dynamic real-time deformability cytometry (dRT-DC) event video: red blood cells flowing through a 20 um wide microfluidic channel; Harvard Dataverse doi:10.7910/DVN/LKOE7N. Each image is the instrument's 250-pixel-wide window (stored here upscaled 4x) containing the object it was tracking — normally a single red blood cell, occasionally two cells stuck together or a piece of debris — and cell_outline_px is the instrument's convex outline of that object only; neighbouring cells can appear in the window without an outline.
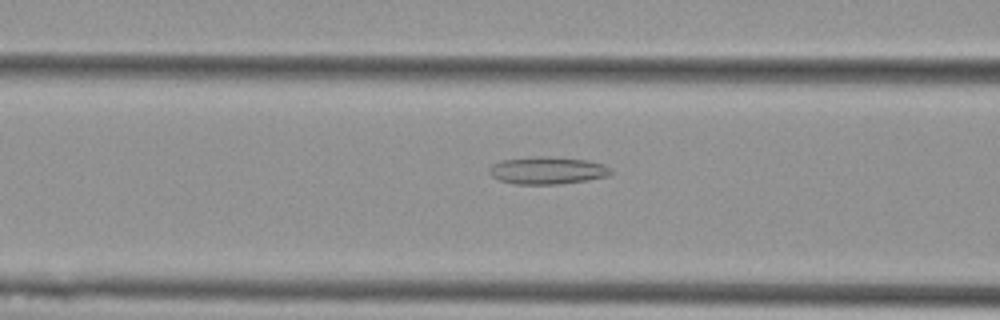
{"species": "Egyptian fruit bat (a non-hibernating species)", "species_latin": "Rousettus aegyptiacus", "temperature_condition": "cold", "stored_images_in_passage": 39, "camera_frame_rate_fps": 3000, "um_per_image_px": 0.085, "animal": {"sex": "female"}, "frame": {"image": 1, "passage_image": 16, "time_ms": 5.0, "image_size_px": [1000, 320], "cell_outline_px": [[612, 172], [608, 176], [588, 180], [560, 184], [516, 184], [500, 180], [492, 176], [488, 172], [488, 168], [492, 164], [500, 160], [540, 156], [544, 156], [588, 160], [604, 164], [612, 168]], "centroid_in_image_um": [46.54, 14.48], "position_along_channel_um": 120.1, "area_um2": 19.54}}
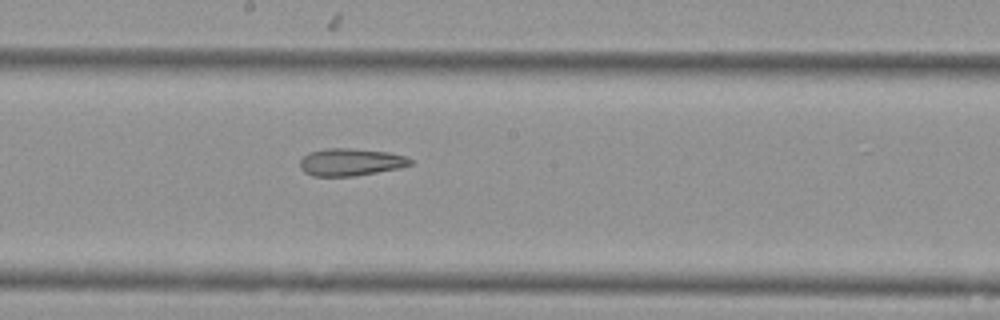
{"frame": {"image": 2, "passage_image": 24, "time_ms": 7.667, "image_size_px": [1000, 320], "cell_outline_px": [[412, 164], [400, 168], [352, 176], [312, 176], [304, 172], [300, 168], [300, 160], [308, 152], [328, 148], [348, 148], [388, 152], [404, 156], [412, 160]], "centroid_in_image_um": [29.77, 13.78], "position_along_channel_um": 218.4, "area_um2": 17.51}}
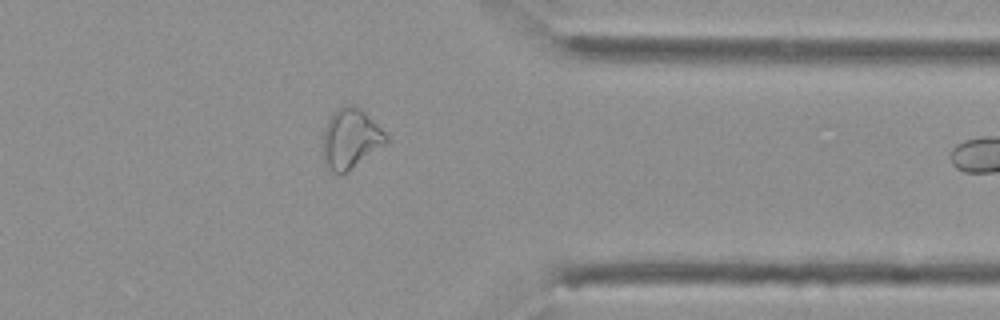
{"frame": {"image": 3, "passage_image": 38, "time_ms": 12.333, "image_size_px": [1000, 320], "cell_outline_px": [[388, 140], [384, 144], [344, 172], [332, 172], [324, 164], [324, 128], [328, 120], [336, 108], [344, 104], [352, 104], [360, 108], [388, 136]], "centroid_in_image_um": [29.77, 11.72], "position_along_channel_um": 381.6, "area_um2": 21.27}}